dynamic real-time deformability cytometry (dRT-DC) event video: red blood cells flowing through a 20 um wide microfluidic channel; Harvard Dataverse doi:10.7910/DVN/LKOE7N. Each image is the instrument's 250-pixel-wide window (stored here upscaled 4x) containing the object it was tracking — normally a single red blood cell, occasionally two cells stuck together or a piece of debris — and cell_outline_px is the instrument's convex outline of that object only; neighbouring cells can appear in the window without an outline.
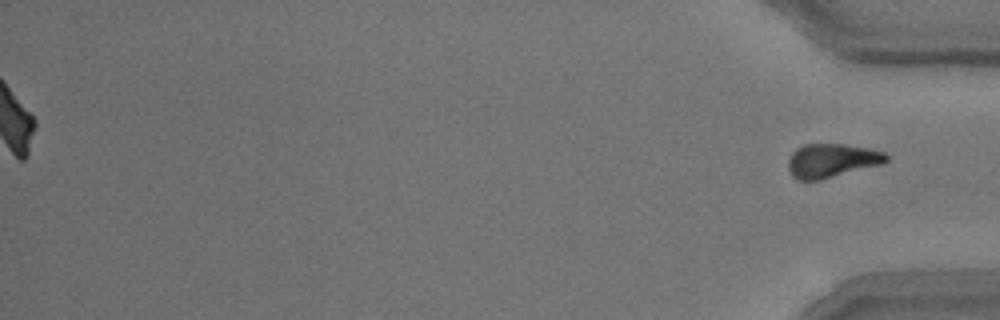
{"species": "common noctule bat (a hibernating species)", "species_latin": "Nyctalus noctula", "temperature_condition": "room temperature", "stored_images_in_passage": 54, "segment_of_instrument_passage": [2, 2], "camera_frame_rate_fps": 3000, "um_per_image_px": 0.085, "animal": {"sex": "male", "body_mass_g": 15.6}, "frame": {"image": 1, "passage_image": 54, "time_ms": 17.667, "image_size_px": [1000, 320], "cell_outline_px": [[888, 160], [884, 164], [820, 180], [796, 180], [792, 176], [788, 168], [788, 160], [792, 152], [796, 148], [804, 144], [844, 144], [868, 148], [884, 152], [888, 156]], "centroid_in_image_um": [70.7, 13.65], "position_along_channel_um": 364.5, "area_um2": 19.54}}